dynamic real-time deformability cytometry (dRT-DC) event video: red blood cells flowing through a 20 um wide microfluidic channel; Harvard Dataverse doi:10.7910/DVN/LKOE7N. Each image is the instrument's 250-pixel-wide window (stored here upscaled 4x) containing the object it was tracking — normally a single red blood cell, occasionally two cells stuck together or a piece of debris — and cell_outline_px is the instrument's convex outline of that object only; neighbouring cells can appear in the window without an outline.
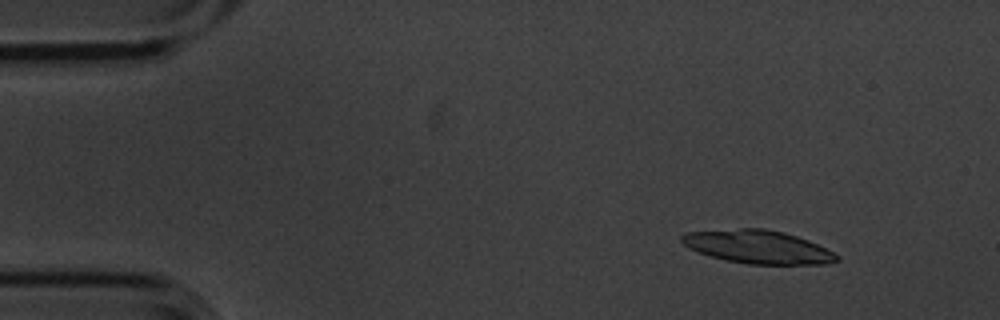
{"species": "common noctule bat (a hibernating species)", "species_latin": "Nyctalus noctula", "temperature_condition": "cold", "stored_images_in_passage": 10, "camera_frame_rate_fps": 3000, "um_per_image_px": 0.085, "animal": {"sex": "male", "body_mass_g": 20.1, "forearm_length_mm": 53.5}, "frame": {"image": 1, "passage_image": 1, "time_ms": 0.0, "image_size_px": [1000, 320], "cell_outline_px": [[840, 260], [824, 264], [748, 264], [728, 260], [712, 256], [688, 248], [680, 240], [680, 236], [684, 232], [740, 228], [764, 228], [784, 232], [808, 240], [840, 256]], "centroid_in_image_um": [64.4, 20.97], "position_along_channel_um": 20.6, "area_um2": 29.88}}